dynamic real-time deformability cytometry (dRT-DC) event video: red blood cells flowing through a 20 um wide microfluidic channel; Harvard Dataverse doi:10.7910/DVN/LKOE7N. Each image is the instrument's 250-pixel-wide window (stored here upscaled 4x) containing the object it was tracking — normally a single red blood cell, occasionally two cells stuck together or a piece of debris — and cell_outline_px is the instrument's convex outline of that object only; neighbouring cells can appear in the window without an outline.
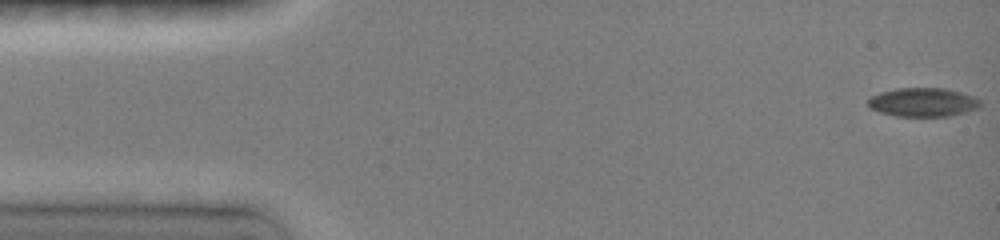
{"species": "common noctule bat (a hibernating species)", "species_latin": "Nyctalus noctula", "temperature_condition": "room temperature", "stored_images_in_passage": 10, "camera_frame_rate_fps": 3000, "um_per_image_px": 0.085, "animal": {"sex": "female", "body_mass_g": 19.0, "forearm_length_mm": 51.5}, "frame": {"image": 1, "passage_image": 1, "time_ms": 0.0, "image_size_px": [1000, 240], "cell_outline_px": [[980, 104], [976, 108], [964, 112], [948, 116], [896, 116], [880, 112], [868, 108], [868, 100], [872, 96], [880, 92], [896, 88], [944, 88], [960, 92], [972, 96], [980, 100]], "centroid_in_image_um": [78.4, 8.68], "position_along_channel_um": 6.6, "area_um2": 18.67}}
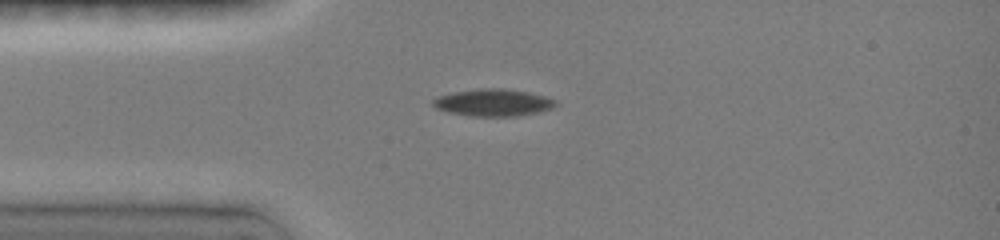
{"frame": {"image": 2, "passage_image": 9, "time_ms": 2.667, "image_size_px": [1000, 240], "cell_outline_px": [[560, 104], [552, 108], [540, 112], [516, 116], [472, 116], [444, 112], [436, 108], [432, 104], [432, 100], [440, 96], [456, 92], [484, 88], [500, 88], [528, 92], [544, 96], [556, 100]], "centroid_in_image_um": [41.95, 8.73], "position_along_channel_um": 43.0, "area_um2": 19.36}}